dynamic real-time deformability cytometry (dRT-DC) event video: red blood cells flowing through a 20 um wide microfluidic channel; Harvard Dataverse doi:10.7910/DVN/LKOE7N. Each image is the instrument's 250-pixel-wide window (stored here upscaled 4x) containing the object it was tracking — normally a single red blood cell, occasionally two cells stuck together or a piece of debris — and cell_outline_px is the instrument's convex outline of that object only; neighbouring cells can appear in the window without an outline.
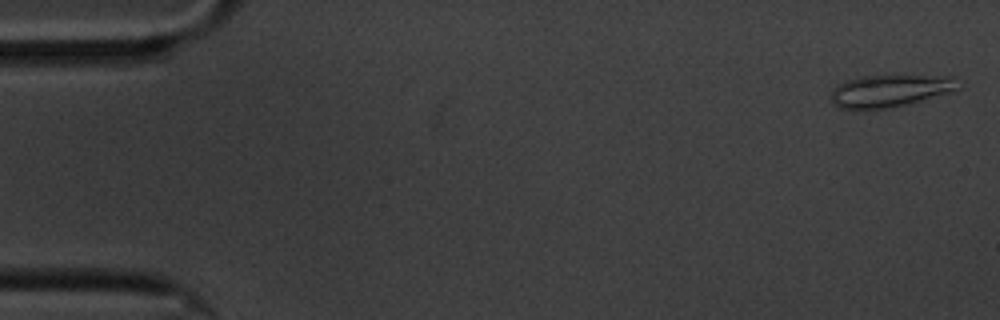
{"species": "common noctule bat (a hibernating species)", "species_latin": "Nyctalus noctula", "temperature_condition": "cold", "stored_images_in_passage": 58, "camera_frame_rate_fps": 3000, "um_per_image_px": 0.085, "animal": {"sex": "male", "body_mass_g": 20.1, "forearm_length_mm": 53.5}, "frame": {"image": 1, "passage_image": 1, "time_ms": 0.0, "image_size_px": [1000, 320], "cell_outline_px": [[960, 88], [948, 92], [908, 104], [892, 108], [840, 108], [832, 100], [832, 92], [840, 84], [848, 80], [860, 76], [952, 76]], "centroid_in_image_um": [75.66, 7.71], "position_along_channel_um": 9.3, "area_um2": 23.12}}
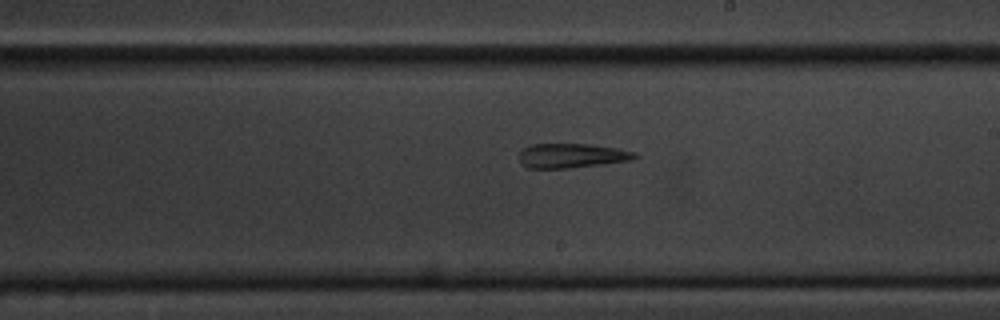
{"frame": {"image": 2, "passage_image": 33, "time_ms": 10.667, "image_size_px": [1000, 320], "cell_outline_px": [[640, 156], [632, 160], [604, 164], [568, 168], [528, 168], [520, 164], [520, 152], [524, 148], [532, 144], [592, 144], [616, 148], [636, 152]], "centroid_in_image_um": [48.63, 13.23], "position_along_channel_um": 240.4, "area_um2": 16.59}}
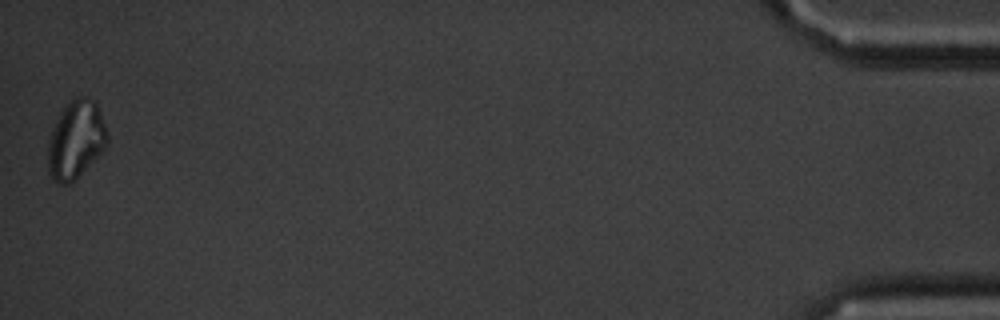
{"frame": {"image": 3, "passage_image": 58, "time_ms": 19.0, "image_size_px": [1000, 320], "cell_outline_px": [[108, 144], [68, 184], [60, 184], [52, 180], [48, 172], [48, 140], [52, 128], [64, 104], [76, 96], [88, 96], [96, 100], [108, 136]], "centroid_in_image_um": [6.42, 11.81], "position_along_channel_um": 428.8, "area_um2": 26.82}, "authors_computed_cell_mechanics": {"area_um2": 19.8543, "velocity_mm_per_s": 3.366, "shape_relaxation_time_tau1_ms": null, "shape_relaxation_time_tau2_ms": 2.9406, "deformation_change_tau1": null, "deformation_change_tau2": 0.1338}}